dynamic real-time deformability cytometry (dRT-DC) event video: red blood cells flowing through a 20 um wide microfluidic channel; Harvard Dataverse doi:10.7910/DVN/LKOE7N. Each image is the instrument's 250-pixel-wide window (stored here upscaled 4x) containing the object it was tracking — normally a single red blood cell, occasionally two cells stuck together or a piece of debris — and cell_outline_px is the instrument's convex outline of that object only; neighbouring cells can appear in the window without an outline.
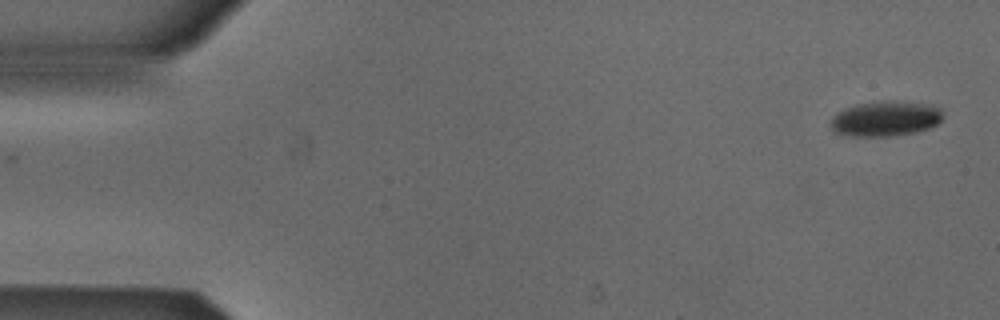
{"species": "Egyptian fruit bat (a non-hibernating species)", "species_latin": "Rousettus aegyptiacus", "temperature_condition": "cold", "stored_images_in_passage": 12, "camera_frame_rate_fps": 3000, "um_per_image_px": 0.085, "animal": {"sex": "male"}, "frame": {"image": 1, "passage_image": 1, "time_ms": 0.0, "image_size_px": [1000, 320], "cell_outline_px": [[944, 116], [936, 124], [928, 128], [912, 132], [888, 136], [852, 136], [836, 132], [832, 128], [832, 116], [836, 112], [844, 108], [856, 104], [920, 104], [940, 108]], "centroid_in_image_um": [75.21, 10.14], "position_along_channel_um": 9.8, "area_um2": 21.62}}